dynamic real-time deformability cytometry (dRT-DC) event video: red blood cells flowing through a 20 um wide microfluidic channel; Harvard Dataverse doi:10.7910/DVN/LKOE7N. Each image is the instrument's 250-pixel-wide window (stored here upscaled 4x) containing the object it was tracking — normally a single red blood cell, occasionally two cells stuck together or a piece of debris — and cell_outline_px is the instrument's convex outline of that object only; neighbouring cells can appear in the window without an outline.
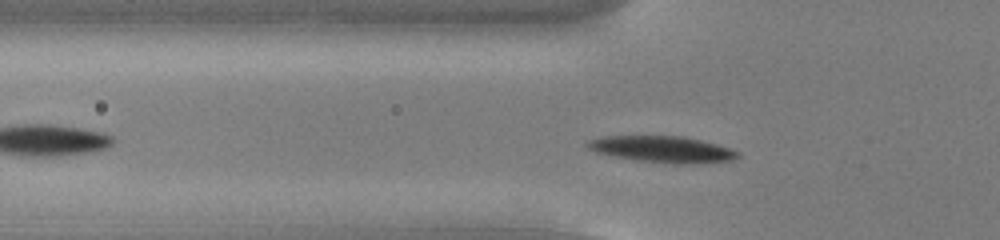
{"species": "common noctule bat (a hibernating species)", "species_latin": "Nyctalus noctula", "temperature_condition": "cold", "stored_images_in_passage": 38, "camera_frame_rate_fps": 3000, "um_per_image_px": 0.085, "animal": {"sex": "male", "body_mass_g": 13.0, "forearm_length_mm": 53.1}, "frame": {"image": 1, "passage_image": 9, "time_ms": 2.667, "image_size_px": [1000, 240], "cell_outline_px": [[740, 156], [732, 160], [700, 164], [676, 164], [636, 160], [612, 156], [596, 152], [588, 148], [584, 144], [588, 140], [600, 136], [684, 136], [716, 144], [740, 152]], "centroid_in_image_um": [56.29, 12.69], "position_along_channel_um": 69.5, "area_um2": 23.29}}
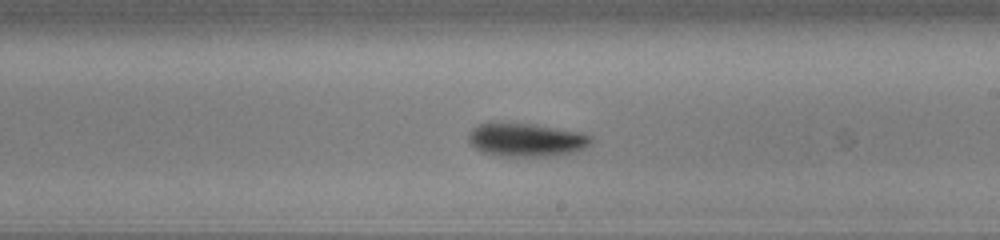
{"frame": {"image": 2, "passage_image": 23, "time_ms": 7.333, "image_size_px": [1000, 240], "cell_outline_px": [[592, 140], [584, 148], [572, 152], [552, 156], [496, 156], [480, 152], [468, 140], [468, 132], [476, 124], [492, 120], [496, 120], [536, 124], [580, 132], [592, 136]], "centroid_in_image_um": [44.63, 11.84], "position_along_channel_um": 244.4, "area_um2": 24.62}}
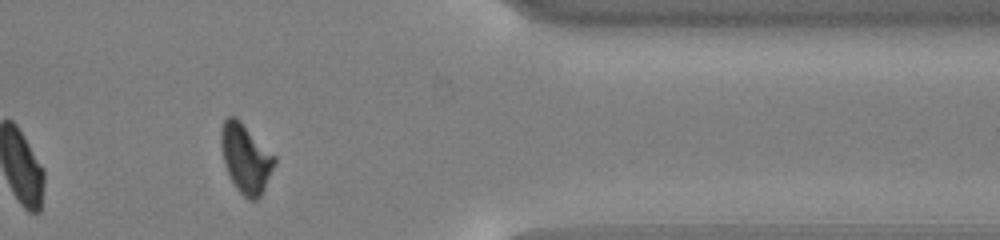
{"frame": {"image": 3, "passage_image": 36, "time_ms": 11.667, "image_size_px": [1000, 240], "cell_outline_px": [[276, 164], [260, 196], [256, 200], [248, 200], [236, 188], [224, 164], [220, 144], [220, 128], [224, 120], [228, 116], [236, 116], [276, 156]], "centroid_in_image_um": [20.88, 13.43], "position_along_channel_um": 390.5, "area_um2": 21.62}, "authors_computed_cell_mechanics": {"area_um2": 22.8021, "velocity_mm_per_s": 3.7763, "shape_relaxation_time_tau1_ms": 1.9732, "shape_relaxation_time_tau2_ms": null, "deformation_change_tau1": 0.1308, "deformation_change_tau2": null}}